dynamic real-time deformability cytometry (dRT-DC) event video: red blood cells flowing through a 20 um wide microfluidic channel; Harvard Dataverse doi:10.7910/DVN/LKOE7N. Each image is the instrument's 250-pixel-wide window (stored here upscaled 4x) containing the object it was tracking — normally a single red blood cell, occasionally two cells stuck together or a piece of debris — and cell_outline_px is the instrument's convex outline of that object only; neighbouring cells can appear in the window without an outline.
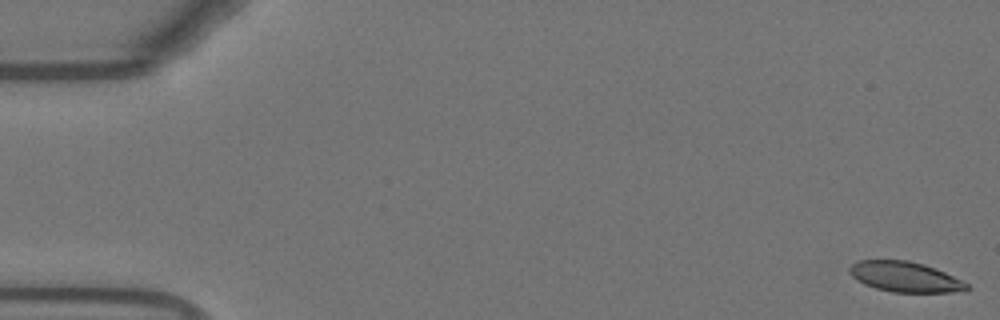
{"species": "Egyptian fruit bat (a non-hibernating species)", "species_latin": "Rousettus aegyptiacus", "temperature_condition": "warm", "stored_images_in_passage": 9, "camera_frame_rate_fps": 3000, "um_per_image_px": 0.085, "animal": {"sex": "female"}, "frame": {"image": 1, "passage_image": 1, "time_ms": 0.0, "image_size_px": [1000, 320], "cell_outline_px": [[972, 288], [964, 292], [892, 292], [876, 288], [864, 284], [856, 280], [848, 272], [848, 268], [852, 264], [860, 260], [908, 260], [924, 264], [936, 268], [968, 284]], "centroid_in_image_um": [76.93, 23.53], "position_along_channel_um": 8.1, "area_um2": 20.81}}